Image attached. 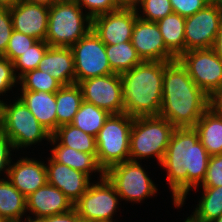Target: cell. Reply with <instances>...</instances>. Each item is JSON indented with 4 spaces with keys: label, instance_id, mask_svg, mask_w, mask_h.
Masks as SVG:
<instances>
[{
    "label": "cell",
    "instance_id": "cell-43",
    "mask_svg": "<svg viewBox=\"0 0 222 222\" xmlns=\"http://www.w3.org/2000/svg\"><path fill=\"white\" fill-rule=\"evenodd\" d=\"M211 49L222 59V19Z\"/></svg>",
    "mask_w": 222,
    "mask_h": 222
},
{
    "label": "cell",
    "instance_id": "cell-44",
    "mask_svg": "<svg viewBox=\"0 0 222 222\" xmlns=\"http://www.w3.org/2000/svg\"><path fill=\"white\" fill-rule=\"evenodd\" d=\"M27 3L40 4L45 5L47 7H51L58 0H22Z\"/></svg>",
    "mask_w": 222,
    "mask_h": 222
},
{
    "label": "cell",
    "instance_id": "cell-13",
    "mask_svg": "<svg viewBox=\"0 0 222 222\" xmlns=\"http://www.w3.org/2000/svg\"><path fill=\"white\" fill-rule=\"evenodd\" d=\"M222 8L207 4L202 10L185 18V52L210 49L219 30Z\"/></svg>",
    "mask_w": 222,
    "mask_h": 222
},
{
    "label": "cell",
    "instance_id": "cell-11",
    "mask_svg": "<svg viewBox=\"0 0 222 222\" xmlns=\"http://www.w3.org/2000/svg\"><path fill=\"white\" fill-rule=\"evenodd\" d=\"M178 60L208 96L222 83V59L211 48L188 50Z\"/></svg>",
    "mask_w": 222,
    "mask_h": 222
},
{
    "label": "cell",
    "instance_id": "cell-23",
    "mask_svg": "<svg viewBox=\"0 0 222 222\" xmlns=\"http://www.w3.org/2000/svg\"><path fill=\"white\" fill-rule=\"evenodd\" d=\"M194 129L210 156L222 154V116L209 108L196 123Z\"/></svg>",
    "mask_w": 222,
    "mask_h": 222
},
{
    "label": "cell",
    "instance_id": "cell-2",
    "mask_svg": "<svg viewBox=\"0 0 222 222\" xmlns=\"http://www.w3.org/2000/svg\"><path fill=\"white\" fill-rule=\"evenodd\" d=\"M208 109V95L189 76L177 59L164 69L162 106L159 116L175 128H194Z\"/></svg>",
    "mask_w": 222,
    "mask_h": 222
},
{
    "label": "cell",
    "instance_id": "cell-25",
    "mask_svg": "<svg viewBox=\"0 0 222 222\" xmlns=\"http://www.w3.org/2000/svg\"><path fill=\"white\" fill-rule=\"evenodd\" d=\"M156 23L166 48L178 59L185 53V17L172 13Z\"/></svg>",
    "mask_w": 222,
    "mask_h": 222
},
{
    "label": "cell",
    "instance_id": "cell-12",
    "mask_svg": "<svg viewBox=\"0 0 222 222\" xmlns=\"http://www.w3.org/2000/svg\"><path fill=\"white\" fill-rule=\"evenodd\" d=\"M83 100L108 111L110 114L124 113L122 80L120 74L93 77L79 83Z\"/></svg>",
    "mask_w": 222,
    "mask_h": 222
},
{
    "label": "cell",
    "instance_id": "cell-47",
    "mask_svg": "<svg viewBox=\"0 0 222 222\" xmlns=\"http://www.w3.org/2000/svg\"><path fill=\"white\" fill-rule=\"evenodd\" d=\"M207 3L222 8V0H207Z\"/></svg>",
    "mask_w": 222,
    "mask_h": 222
},
{
    "label": "cell",
    "instance_id": "cell-38",
    "mask_svg": "<svg viewBox=\"0 0 222 222\" xmlns=\"http://www.w3.org/2000/svg\"><path fill=\"white\" fill-rule=\"evenodd\" d=\"M13 31V23L10 8L0 7V54H5L11 33Z\"/></svg>",
    "mask_w": 222,
    "mask_h": 222
},
{
    "label": "cell",
    "instance_id": "cell-34",
    "mask_svg": "<svg viewBox=\"0 0 222 222\" xmlns=\"http://www.w3.org/2000/svg\"><path fill=\"white\" fill-rule=\"evenodd\" d=\"M37 41L31 36L13 30L3 57L13 62Z\"/></svg>",
    "mask_w": 222,
    "mask_h": 222
},
{
    "label": "cell",
    "instance_id": "cell-40",
    "mask_svg": "<svg viewBox=\"0 0 222 222\" xmlns=\"http://www.w3.org/2000/svg\"><path fill=\"white\" fill-rule=\"evenodd\" d=\"M14 149L12 141L0 130V173L3 171L7 177Z\"/></svg>",
    "mask_w": 222,
    "mask_h": 222
},
{
    "label": "cell",
    "instance_id": "cell-19",
    "mask_svg": "<svg viewBox=\"0 0 222 222\" xmlns=\"http://www.w3.org/2000/svg\"><path fill=\"white\" fill-rule=\"evenodd\" d=\"M74 208L72 202L66 195L54 187L46 183L26 197L27 212H31L33 218H44L47 216L63 214Z\"/></svg>",
    "mask_w": 222,
    "mask_h": 222
},
{
    "label": "cell",
    "instance_id": "cell-20",
    "mask_svg": "<svg viewBox=\"0 0 222 222\" xmlns=\"http://www.w3.org/2000/svg\"><path fill=\"white\" fill-rule=\"evenodd\" d=\"M37 69L51 74L62 85L75 83L74 56L70 47L49 46Z\"/></svg>",
    "mask_w": 222,
    "mask_h": 222
},
{
    "label": "cell",
    "instance_id": "cell-33",
    "mask_svg": "<svg viewBox=\"0 0 222 222\" xmlns=\"http://www.w3.org/2000/svg\"><path fill=\"white\" fill-rule=\"evenodd\" d=\"M134 7L138 12V17L145 21L157 22L173 13L170 0H140ZM139 11L143 14H139Z\"/></svg>",
    "mask_w": 222,
    "mask_h": 222
},
{
    "label": "cell",
    "instance_id": "cell-45",
    "mask_svg": "<svg viewBox=\"0 0 222 222\" xmlns=\"http://www.w3.org/2000/svg\"><path fill=\"white\" fill-rule=\"evenodd\" d=\"M21 0H0V7H14Z\"/></svg>",
    "mask_w": 222,
    "mask_h": 222
},
{
    "label": "cell",
    "instance_id": "cell-6",
    "mask_svg": "<svg viewBox=\"0 0 222 222\" xmlns=\"http://www.w3.org/2000/svg\"><path fill=\"white\" fill-rule=\"evenodd\" d=\"M13 104L0 101V130L12 141L14 149L27 148L42 140L50 141L52 134L43 127L18 97Z\"/></svg>",
    "mask_w": 222,
    "mask_h": 222
},
{
    "label": "cell",
    "instance_id": "cell-26",
    "mask_svg": "<svg viewBox=\"0 0 222 222\" xmlns=\"http://www.w3.org/2000/svg\"><path fill=\"white\" fill-rule=\"evenodd\" d=\"M83 101V93L78 83L63 85L56 92L57 128L71 124Z\"/></svg>",
    "mask_w": 222,
    "mask_h": 222
},
{
    "label": "cell",
    "instance_id": "cell-42",
    "mask_svg": "<svg viewBox=\"0 0 222 222\" xmlns=\"http://www.w3.org/2000/svg\"><path fill=\"white\" fill-rule=\"evenodd\" d=\"M78 212L75 208H72L70 211L58 214L47 216L44 218H40L41 222H77L79 219Z\"/></svg>",
    "mask_w": 222,
    "mask_h": 222
},
{
    "label": "cell",
    "instance_id": "cell-9",
    "mask_svg": "<svg viewBox=\"0 0 222 222\" xmlns=\"http://www.w3.org/2000/svg\"><path fill=\"white\" fill-rule=\"evenodd\" d=\"M74 56L75 83L83 80L113 74L105 44L91 29L71 47Z\"/></svg>",
    "mask_w": 222,
    "mask_h": 222
},
{
    "label": "cell",
    "instance_id": "cell-48",
    "mask_svg": "<svg viewBox=\"0 0 222 222\" xmlns=\"http://www.w3.org/2000/svg\"><path fill=\"white\" fill-rule=\"evenodd\" d=\"M26 220V222H41V220L39 218H32V216H27L26 218H24ZM22 219L18 220L17 222H21ZM25 222V221H22Z\"/></svg>",
    "mask_w": 222,
    "mask_h": 222
},
{
    "label": "cell",
    "instance_id": "cell-16",
    "mask_svg": "<svg viewBox=\"0 0 222 222\" xmlns=\"http://www.w3.org/2000/svg\"><path fill=\"white\" fill-rule=\"evenodd\" d=\"M13 30L37 40L46 39L49 7L40 4L18 2L10 8Z\"/></svg>",
    "mask_w": 222,
    "mask_h": 222
},
{
    "label": "cell",
    "instance_id": "cell-18",
    "mask_svg": "<svg viewBox=\"0 0 222 222\" xmlns=\"http://www.w3.org/2000/svg\"><path fill=\"white\" fill-rule=\"evenodd\" d=\"M7 179L27 197L47 183L46 164L34 158L22 157L10 164Z\"/></svg>",
    "mask_w": 222,
    "mask_h": 222
},
{
    "label": "cell",
    "instance_id": "cell-5",
    "mask_svg": "<svg viewBox=\"0 0 222 222\" xmlns=\"http://www.w3.org/2000/svg\"><path fill=\"white\" fill-rule=\"evenodd\" d=\"M174 129L167 119L160 116L134 117L130 132L129 160L138 161L154 156L161 163Z\"/></svg>",
    "mask_w": 222,
    "mask_h": 222
},
{
    "label": "cell",
    "instance_id": "cell-27",
    "mask_svg": "<svg viewBox=\"0 0 222 222\" xmlns=\"http://www.w3.org/2000/svg\"><path fill=\"white\" fill-rule=\"evenodd\" d=\"M52 137L62 146L84 153L97 154L95 137L83 132L72 124L58 127L52 134Z\"/></svg>",
    "mask_w": 222,
    "mask_h": 222
},
{
    "label": "cell",
    "instance_id": "cell-29",
    "mask_svg": "<svg viewBox=\"0 0 222 222\" xmlns=\"http://www.w3.org/2000/svg\"><path fill=\"white\" fill-rule=\"evenodd\" d=\"M202 188V197L190 217L195 222H212L222 215V186Z\"/></svg>",
    "mask_w": 222,
    "mask_h": 222
},
{
    "label": "cell",
    "instance_id": "cell-3",
    "mask_svg": "<svg viewBox=\"0 0 222 222\" xmlns=\"http://www.w3.org/2000/svg\"><path fill=\"white\" fill-rule=\"evenodd\" d=\"M169 62L143 61L120 74L124 113L132 117L159 116L162 106L163 75Z\"/></svg>",
    "mask_w": 222,
    "mask_h": 222
},
{
    "label": "cell",
    "instance_id": "cell-46",
    "mask_svg": "<svg viewBox=\"0 0 222 222\" xmlns=\"http://www.w3.org/2000/svg\"><path fill=\"white\" fill-rule=\"evenodd\" d=\"M121 6L134 7L140 0H117Z\"/></svg>",
    "mask_w": 222,
    "mask_h": 222
},
{
    "label": "cell",
    "instance_id": "cell-30",
    "mask_svg": "<svg viewBox=\"0 0 222 222\" xmlns=\"http://www.w3.org/2000/svg\"><path fill=\"white\" fill-rule=\"evenodd\" d=\"M110 115L108 111L83 100L71 124L96 137Z\"/></svg>",
    "mask_w": 222,
    "mask_h": 222
},
{
    "label": "cell",
    "instance_id": "cell-24",
    "mask_svg": "<svg viewBox=\"0 0 222 222\" xmlns=\"http://www.w3.org/2000/svg\"><path fill=\"white\" fill-rule=\"evenodd\" d=\"M26 212V197L6 177L0 178V216L6 222H17Z\"/></svg>",
    "mask_w": 222,
    "mask_h": 222
},
{
    "label": "cell",
    "instance_id": "cell-37",
    "mask_svg": "<svg viewBox=\"0 0 222 222\" xmlns=\"http://www.w3.org/2000/svg\"><path fill=\"white\" fill-rule=\"evenodd\" d=\"M222 186V154L210 156L206 177L200 186Z\"/></svg>",
    "mask_w": 222,
    "mask_h": 222
},
{
    "label": "cell",
    "instance_id": "cell-39",
    "mask_svg": "<svg viewBox=\"0 0 222 222\" xmlns=\"http://www.w3.org/2000/svg\"><path fill=\"white\" fill-rule=\"evenodd\" d=\"M173 13L182 17H189L202 10L208 3L207 0H170Z\"/></svg>",
    "mask_w": 222,
    "mask_h": 222
},
{
    "label": "cell",
    "instance_id": "cell-32",
    "mask_svg": "<svg viewBox=\"0 0 222 222\" xmlns=\"http://www.w3.org/2000/svg\"><path fill=\"white\" fill-rule=\"evenodd\" d=\"M48 47L46 41L38 40L26 52L16 58L13 61L15 74L18 73L16 76L18 75L20 78L26 72L37 69Z\"/></svg>",
    "mask_w": 222,
    "mask_h": 222
},
{
    "label": "cell",
    "instance_id": "cell-8",
    "mask_svg": "<svg viewBox=\"0 0 222 222\" xmlns=\"http://www.w3.org/2000/svg\"><path fill=\"white\" fill-rule=\"evenodd\" d=\"M139 162L128 160L110 167L105 172L120 200L139 203L157 193L156 185Z\"/></svg>",
    "mask_w": 222,
    "mask_h": 222
},
{
    "label": "cell",
    "instance_id": "cell-15",
    "mask_svg": "<svg viewBox=\"0 0 222 222\" xmlns=\"http://www.w3.org/2000/svg\"><path fill=\"white\" fill-rule=\"evenodd\" d=\"M132 45L143 61L171 62L177 58L166 48L156 22L139 17L132 31Z\"/></svg>",
    "mask_w": 222,
    "mask_h": 222
},
{
    "label": "cell",
    "instance_id": "cell-17",
    "mask_svg": "<svg viewBox=\"0 0 222 222\" xmlns=\"http://www.w3.org/2000/svg\"><path fill=\"white\" fill-rule=\"evenodd\" d=\"M47 183L61 190L74 205L85 193L91 182L87 174L75 170L67 165L55 162L48 158Z\"/></svg>",
    "mask_w": 222,
    "mask_h": 222
},
{
    "label": "cell",
    "instance_id": "cell-41",
    "mask_svg": "<svg viewBox=\"0 0 222 222\" xmlns=\"http://www.w3.org/2000/svg\"><path fill=\"white\" fill-rule=\"evenodd\" d=\"M208 108L222 116V83L208 96Z\"/></svg>",
    "mask_w": 222,
    "mask_h": 222
},
{
    "label": "cell",
    "instance_id": "cell-52",
    "mask_svg": "<svg viewBox=\"0 0 222 222\" xmlns=\"http://www.w3.org/2000/svg\"><path fill=\"white\" fill-rule=\"evenodd\" d=\"M0 222H6V221L0 216Z\"/></svg>",
    "mask_w": 222,
    "mask_h": 222
},
{
    "label": "cell",
    "instance_id": "cell-7",
    "mask_svg": "<svg viewBox=\"0 0 222 222\" xmlns=\"http://www.w3.org/2000/svg\"><path fill=\"white\" fill-rule=\"evenodd\" d=\"M133 119L134 117L127 113L111 114L95 137L97 161L104 172L114 165L129 160Z\"/></svg>",
    "mask_w": 222,
    "mask_h": 222
},
{
    "label": "cell",
    "instance_id": "cell-4",
    "mask_svg": "<svg viewBox=\"0 0 222 222\" xmlns=\"http://www.w3.org/2000/svg\"><path fill=\"white\" fill-rule=\"evenodd\" d=\"M73 0H58L49 7L45 41L53 47H71L92 29V18Z\"/></svg>",
    "mask_w": 222,
    "mask_h": 222
},
{
    "label": "cell",
    "instance_id": "cell-51",
    "mask_svg": "<svg viewBox=\"0 0 222 222\" xmlns=\"http://www.w3.org/2000/svg\"><path fill=\"white\" fill-rule=\"evenodd\" d=\"M77 222H93V221H89V220H85V219L79 218Z\"/></svg>",
    "mask_w": 222,
    "mask_h": 222
},
{
    "label": "cell",
    "instance_id": "cell-28",
    "mask_svg": "<svg viewBox=\"0 0 222 222\" xmlns=\"http://www.w3.org/2000/svg\"><path fill=\"white\" fill-rule=\"evenodd\" d=\"M106 55L113 73L122 74L139 65L143 60L138 55L132 42L105 45Z\"/></svg>",
    "mask_w": 222,
    "mask_h": 222
},
{
    "label": "cell",
    "instance_id": "cell-36",
    "mask_svg": "<svg viewBox=\"0 0 222 222\" xmlns=\"http://www.w3.org/2000/svg\"><path fill=\"white\" fill-rule=\"evenodd\" d=\"M19 84V78L15 74L13 62L9 59L0 57V96L12 90V87ZM7 91V92H6ZM1 101V99H0Z\"/></svg>",
    "mask_w": 222,
    "mask_h": 222
},
{
    "label": "cell",
    "instance_id": "cell-22",
    "mask_svg": "<svg viewBox=\"0 0 222 222\" xmlns=\"http://www.w3.org/2000/svg\"><path fill=\"white\" fill-rule=\"evenodd\" d=\"M50 142L55 146L51 149L52 155L50 156L55 162L67 165L90 177L92 173L96 171L99 173L100 178L105 176V172L97 161V154L84 153L73 148L62 146L53 137H51Z\"/></svg>",
    "mask_w": 222,
    "mask_h": 222
},
{
    "label": "cell",
    "instance_id": "cell-35",
    "mask_svg": "<svg viewBox=\"0 0 222 222\" xmlns=\"http://www.w3.org/2000/svg\"><path fill=\"white\" fill-rule=\"evenodd\" d=\"M77 2L82 9H86V12L91 18L113 12L121 8L117 0H73Z\"/></svg>",
    "mask_w": 222,
    "mask_h": 222
},
{
    "label": "cell",
    "instance_id": "cell-50",
    "mask_svg": "<svg viewBox=\"0 0 222 222\" xmlns=\"http://www.w3.org/2000/svg\"><path fill=\"white\" fill-rule=\"evenodd\" d=\"M212 222H222V215L220 217H218L217 219H215L214 221Z\"/></svg>",
    "mask_w": 222,
    "mask_h": 222
},
{
    "label": "cell",
    "instance_id": "cell-31",
    "mask_svg": "<svg viewBox=\"0 0 222 222\" xmlns=\"http://www.w3.org/2000/svg\"><path fill=\"white\" fill-rule=\"evenodd\" d=\"M21 91H42L56 93L63 85L51 74L35 69L19 78Z\"/></svg>",
    "mask_w": 222,
    "mask_h": 222
},
{
    "label": "cell",
    "instance_id": "cell-10",
    "mask_svg": "<svg viewBox=\"0 0 222 222\" xmlns=\"http://www.w3.org/2000/svg\"><path fill=\"white\" fill-rule=\"evenodd\" d=\"M91 183L88 190L74 204L80 218L93 221H112L119 205V194L106 176Z\"/></svg>",
    "mask_w": 222,
    "mask_h": 222
},
{
    "label": "cell",
    "instance_id": "cell-21",
    "mask_svg": "<svg viewBox=\"0 0 222 222\" xmlns=\"http://www.w3.org/2000/svg\"><path fill=\"white\" fill-rule=\"evenodd\" d=\"M20 99L51 134L57 130L56 93L22 91Z\"/></svg>",
    "mask_w": 222,
    "mask_h": 222
},
{
    "label": "cell",
    "instance_id": "cell-1",
    "mask_svg": "<svg viewBox=\"0 0 222 222\" xmlns=\"http://www.w3.org/2000/svg\"><path fill=\"white\" fill-rule=\"evenodd\" d=\"M210 155L194 128H175L160 163L167 171V183L175 208H181L191 189L199 188L206 177Z\"/></svg>",
    "mask_w": 222,
    "mask_h": 222
},
{
    "label": "cell",
    "instance_id": "cell-14",
    "mask_svg": "<svg viewBox=\"0 0 222 222\" xmlns=\"http://www.w3.org/2000/svg\"><path fill=\"white\" fill-rule=\"evenodd\" d=\"M138 12L135 7L122 6L116 11L92 18V30L105 45L129 42Z\"/></svg>",
    "mask_w": 222,
    "mask_h": 222
},
{
    "label": "cell",
    "instance_id": "cell-49",
    "mask_svg": "<svg viewBox=\"0 0 222 222\" xmlns=\"http://www.w3.org/2000/svg\"><path fill=\"white\" fill-rule=\"evenodd\" d=\"M184 222H195L190 216L184 220Z\"/></svg>",
    "mask_w": 222,
    "mask_h": 222
}]
</instances>
